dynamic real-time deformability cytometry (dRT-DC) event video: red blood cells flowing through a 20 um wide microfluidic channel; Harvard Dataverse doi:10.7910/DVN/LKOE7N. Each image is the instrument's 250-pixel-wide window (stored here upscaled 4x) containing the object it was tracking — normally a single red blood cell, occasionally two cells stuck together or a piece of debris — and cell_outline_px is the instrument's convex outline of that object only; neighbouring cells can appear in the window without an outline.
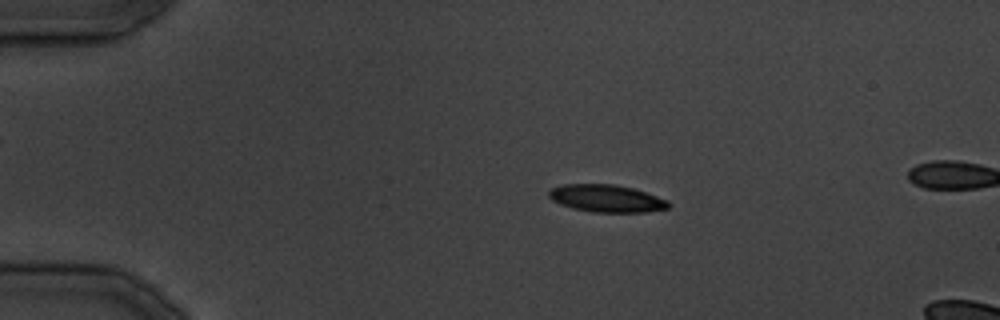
{"species": "common noctule bat (a hibernating species)", "species_latin": "Nyctalus noctula", "temperature_condition": "cold", "stored_images_in_passage": 8, "camera_frame_rate_fps": 3000, "um_per_image_px": 0.085, "animal": {"sex": "male", "body_mass_g": 19.5, "forearm_length_mm": 54.6}, "frame": {"image": 1, "passage_image": 3, "time_ms": 2.333, "image_size_px": [1000, 320], "cell_outline_px": [[672, 204], [668, 208], [648, 212], [592, 212], [572, 208], [560, 204], [552, 200], [548, 196], [548, 192], [552, 188], [560, 184], [616, 184], [632, 188], [668, 200]], "centroid_in_image_um": [51.54, 16.86], "position_along_channel_um": 33.5, "area_um2": 19.19}}